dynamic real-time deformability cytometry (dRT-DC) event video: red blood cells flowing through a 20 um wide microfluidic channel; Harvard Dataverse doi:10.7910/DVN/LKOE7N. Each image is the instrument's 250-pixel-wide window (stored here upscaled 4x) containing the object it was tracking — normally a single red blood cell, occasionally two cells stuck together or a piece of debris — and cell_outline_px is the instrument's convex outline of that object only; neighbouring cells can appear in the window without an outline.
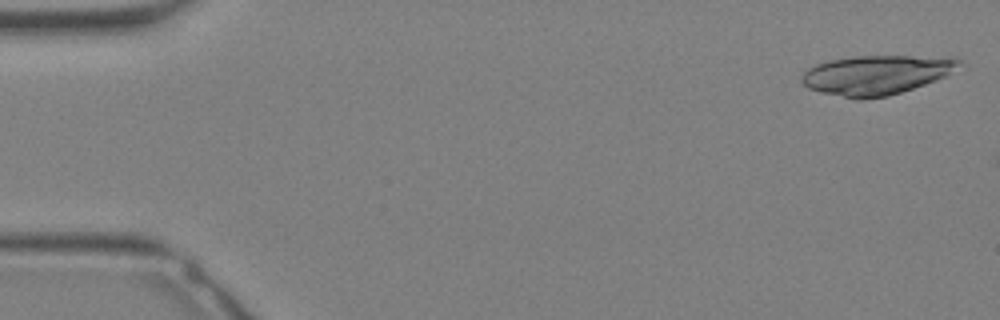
{"species": "Egyptian fruit bat (a non-hibernating species)", "species_latin": "Rousettus aegyptiacus", "temperature_condition": "warm", "stored_images_in_passage": 2, "camera_frame_rate_fps": 3000, "um_per_image_px": 0.085, "animal": {"sex": "female"}, "frame": {"image": 1, "passage_image": 1, "time_ms": 0.0, "image_size_px": [1000, 320], "cell_outline_px": [[964, 64], [948, 76], [888, 96], [864, 100], [856, 100], [820, 92], [808, 88], [800, 80], [804, 72], [808, 68], [816, 64], [832, 60], [856, 56], [952, 56], [960, 60]], "centroid_in_image_um": [74.54, 6.37], "position_along_channel_um": 10.5, "area_um2": 36.53}}